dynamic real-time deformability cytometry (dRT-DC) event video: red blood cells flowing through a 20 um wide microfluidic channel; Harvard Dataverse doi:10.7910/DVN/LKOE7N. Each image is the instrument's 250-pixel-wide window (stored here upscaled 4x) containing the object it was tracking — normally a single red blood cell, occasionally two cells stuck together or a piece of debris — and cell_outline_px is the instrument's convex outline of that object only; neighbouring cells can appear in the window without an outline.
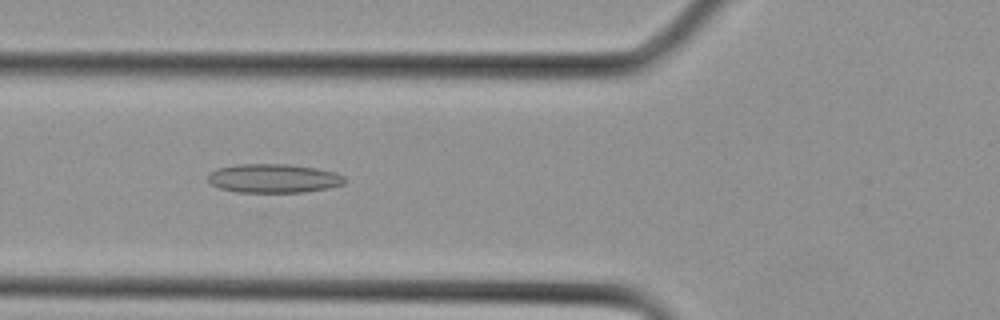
{"species": "Egyptian fruit bat (a non-hibernating species)", "species_latin": "Rousettus aegyptiacus", "temperature_condition": "cold", "stored_images_in_passage": 29, "camera_frame_rate_fps": 3000, "um_per_image_px": 0.085, "animal": {"sex": "female"}, "frame": {"image": 1, "passage_image": 11, "time_ms": 3.333, "image_size_px": [1000, 320], "cell_outline_px": [[344, 184], [328, 188], [304, 192], [236, 192], [220, 188], [212, 184], [208, 180], [208, 172], [216, 168], [236, 164], [288, 164], [316, 168], [336, 172], [344, 176]], "centroid_in_image_um": [23.23, 15.15], "position_along_channel_um": 102.6, "area_um2": 23.12}}
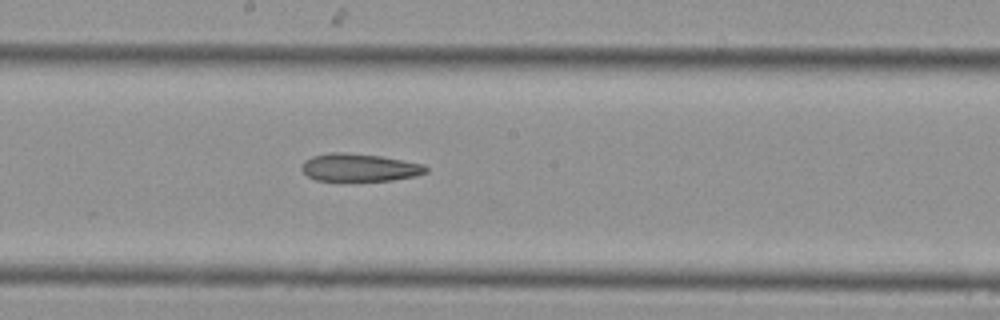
{"frame": {"image": 2, "passage_image": 16, "time_ms": 5.0, "image_size_px": [1000, 320], "cell_outline_px": [[428, 172], [416, 176], [392, 180], [316, 180], [308, 176], [300, 168], [300, 164], [304, 160], [312, 156], [332, 152], [344, 152], [380, 156], [424, 164], [428, 168]], "centroid_in_image_um": [30.54, 14.23], "position_along_channel_um": 217.7, "area_um2": 20.06}}
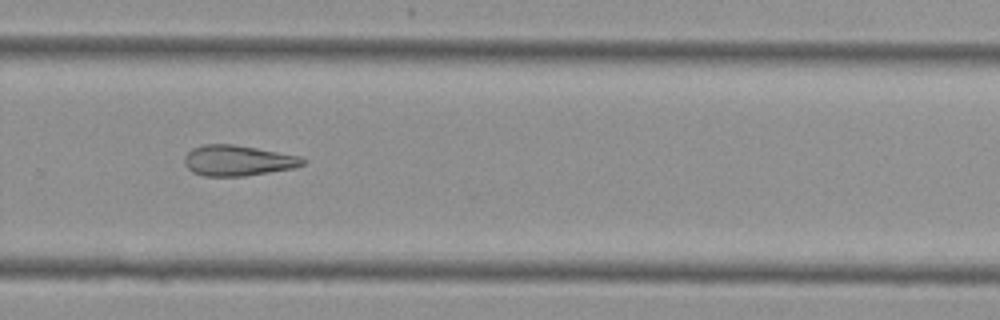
{"frame": {"image": 3, "passage_image": 20, "time_ms": 6.333, "image_size_px": [1000, 320], "cell_outline_px": [[308, 160], [304, 164], [292, 168], [244, 176], [204, 176], [192, 172], [184, 164], [184, 156], [192, 148], [204, 144], [232, 144], [304, 156]], "centroid_in_image_um": [20.23, 13.64], "position_along_channel_um": 309.6, "area_um2": 21.21}}